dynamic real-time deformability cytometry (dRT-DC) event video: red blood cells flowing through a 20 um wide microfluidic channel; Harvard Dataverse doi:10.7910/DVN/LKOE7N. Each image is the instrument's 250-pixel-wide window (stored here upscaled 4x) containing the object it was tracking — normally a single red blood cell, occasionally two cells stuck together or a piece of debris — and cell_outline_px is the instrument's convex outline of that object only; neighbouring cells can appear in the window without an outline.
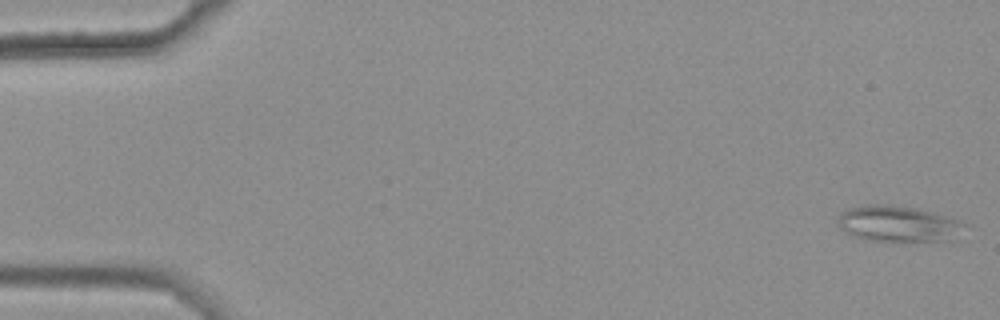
{"species": "common noctule bat (a hibernating species)", "species_latin": "Nyctalus noctula", "temperature_condition": "warm", "stored_images_in_passage": 48, "camera_frame_rate_fps": 3000, "um_per_image_px": 0.085, "animal": {"sex": "female", "body_mass_g": 25.1}, "frame": {"image": 1, "passage_image": 1, "time_ms": 0.0, "image_size_px": [1000, 320], "cell_outline_px": [[968, 224], [948, 240], [868, 240], [852, 236], [844, 232], [836, 224], [836, 220], [848, 208], [868, 204], [888, 204], [916, 208], [932, 212], [960, 220]], "centroid_in_image_um": [76.27, 19.0], "position_along_channel_um": 8.7, "area_um2": 26.18}}
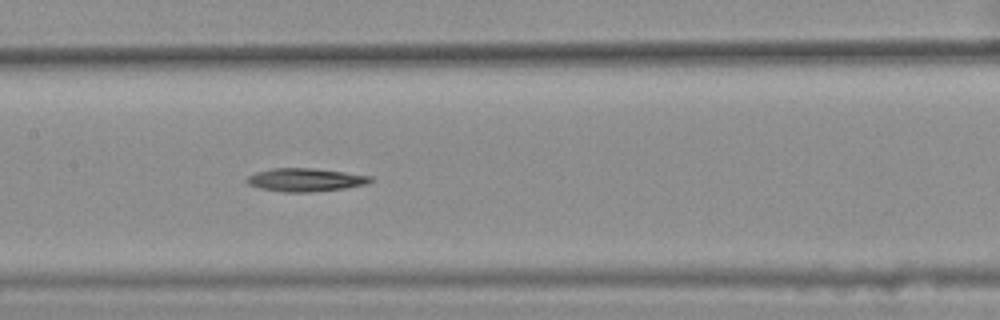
{"frame": {"image": 2, "passage_image": 27, "time_ms": 8.667, "image_size_px": [1000, 320], "cell_outline_px": [[372, 180], [368, 184], [344, 188], [308, 192], [284, 192], [260, 188], [248, 184], [244, 180], [248, 176], [256, 172], [272, 168], [316, 168], [372, 176]], "centroid_in_image_um": [25.94, 15.28], "position_along_channel_um": 181.5, "area_um2": 16.7}}
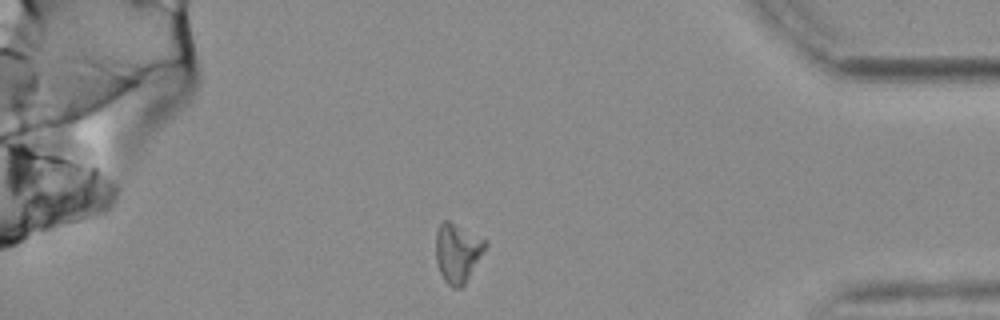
{"frame": {"image": 3, "passage_image": 47, "time_ms": 15.333, "image_size_px": [1000, 320], "cell_outline_px": [[488, 244], [464, 284], [460, 288], [452, 288], [444, 280], [440, 272], [436, 260], [436, 232], [440, 224], [444, 220], [448, 220], [484, 240]], "centroid_in_image_um": [38.86, 21.49], "position_along_channel_um": 396.3, "area_um2": 16.59}}